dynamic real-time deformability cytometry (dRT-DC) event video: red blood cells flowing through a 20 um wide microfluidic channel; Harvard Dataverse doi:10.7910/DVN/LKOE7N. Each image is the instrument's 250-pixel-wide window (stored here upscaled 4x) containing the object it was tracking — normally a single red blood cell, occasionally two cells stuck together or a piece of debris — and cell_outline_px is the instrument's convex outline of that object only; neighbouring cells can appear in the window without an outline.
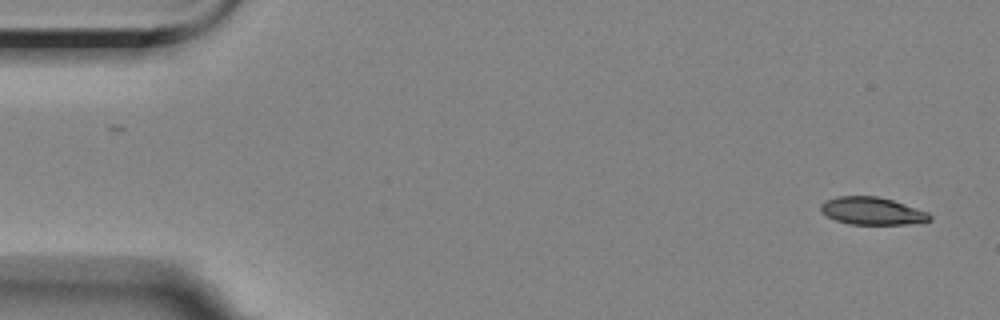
{"species": "Egyptian fruit bat (a non-hibernating species)", "species_latin": "Rousettus aegyptiacus", "temperature_condition": "room temperature", "stored_images_in_passage": 11, "segment_of_instrument_passage": [1, 2], "camera_frame_rate_fps": 3000, "um_per_image_px": 0.085, "animal": {"sex": "female"}, "frame": {"image": 1, "passage_image": 1, "time_ms": 0.0, "image_size_px": [1000, 320], "cell_outline_px": [[932, 220], [908, 224], [848, 224], [836, 220], [828, 216], [820, 208], [820, 204], [824, 200], [836, 196], [876, 196], [892, 200], [928, 212], [932, 216]], "centroid_in_image_um": [74.12, 17.93], "position_along_channel_um": 10.9, "area_um2": 17.4}}
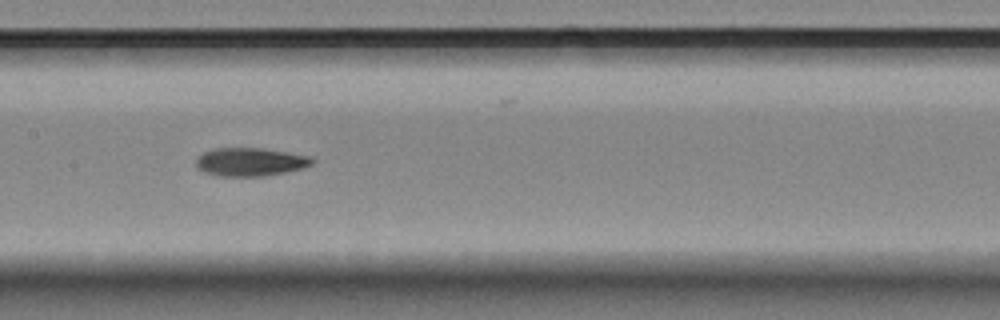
{"frame": {"image": 2, "passage_image": 7, "time_ms": 8.333, "image_size_px": [1000, 320], "cell_outline_px": [[316, 160], [312, 164], [304, 168], [288, 172], [264, 176], [216, 176], [204, 172], [196, 168], [196, 160], [204, 152], [216, 148], [260, 148], [312, 156]], "centroid_in_image_um": [21.31, 13.77], "position_along_channel_um": 186.1, "area_um2": 19.31}}
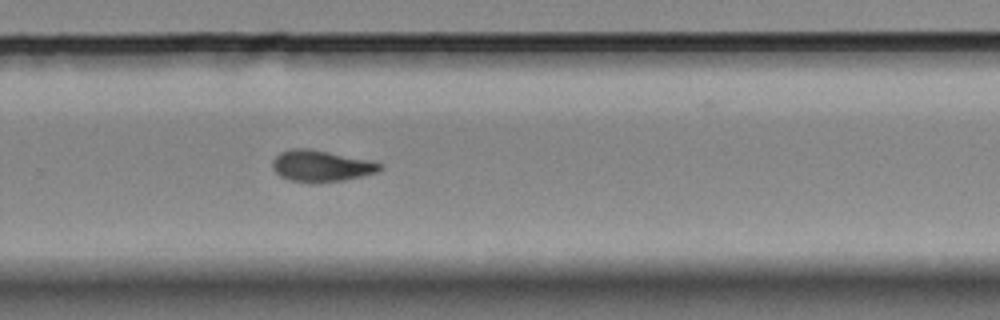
{"frame": {"image": 3, "passage_image": 10, "time_ms": 11.667, "image_size_px": [1000, 320], "cell_outline_px": [[384, 164], [376, 172], [344, 180], [316, 184], [288, 180], [280, 176], [272, 168], [272, 160], [280, 152], [292, 148], [308, 148], [328, 152]], "centroid_in_image_um": [27.21, 14.12], "position_along_channel_um": 302.6, "area_um2": 19.54}}